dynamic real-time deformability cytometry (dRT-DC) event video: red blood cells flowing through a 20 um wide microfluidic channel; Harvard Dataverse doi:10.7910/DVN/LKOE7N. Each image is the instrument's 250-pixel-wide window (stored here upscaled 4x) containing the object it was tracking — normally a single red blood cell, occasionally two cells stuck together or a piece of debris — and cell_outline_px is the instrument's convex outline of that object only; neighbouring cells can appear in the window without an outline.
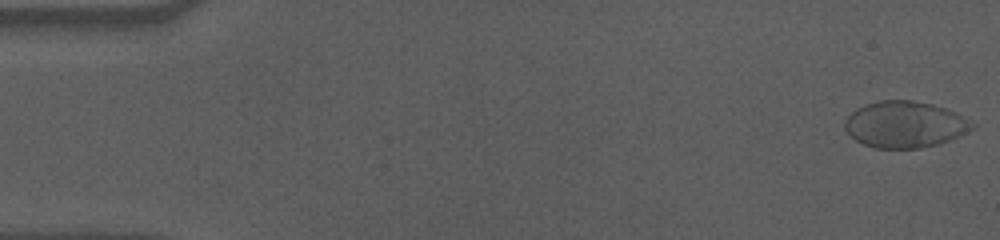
{"species": "human", "species_latin": "Homo sapiens", "temperature_condition": "cold", "stored_images_in_passage": 17, "camera_frame_rate_fps": 3000, "um_per_image_px": 0.085, "donor": {"sex": "male"}, "frame": {"image": 1, "passage_image": 1, "time_ms": 0.0, "image_size_px": [1000, 240], "cell_outline_px": [[976, 128], [948, 140], [936, 144], [920, 148], [876, 148], [864, 144], [856, 140], [844, 128], [844, 124], [848, 116], [856, 108], [864, 104], [880, 100], [912, 100], [932, 104], [956, 112], [976, 124]], "centroid_in_image_um": [76.92, 10.57], "position_along_channel_um": 8.1, "area_um2": 34.33}}